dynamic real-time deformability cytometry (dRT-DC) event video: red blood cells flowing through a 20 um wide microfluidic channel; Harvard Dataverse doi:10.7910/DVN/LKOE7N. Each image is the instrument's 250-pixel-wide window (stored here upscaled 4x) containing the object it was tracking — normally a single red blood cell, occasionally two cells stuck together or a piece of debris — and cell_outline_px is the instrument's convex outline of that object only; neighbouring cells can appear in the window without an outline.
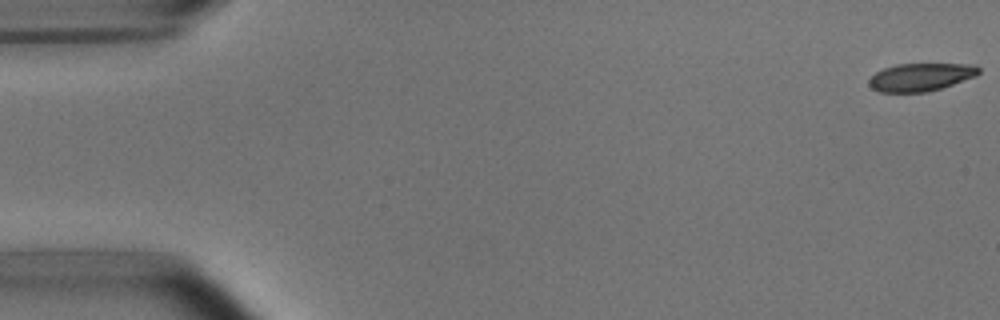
{"species": "common noctule bat (a hibernating species)", "species_latin": "Nyctalus noctula", "temperature_condition": "room temperature", "stored_images_in_passage": 53, "camera_frame_rate_fps": 3000, "um_per_image_px": 0.085, "animal": {"sex": "male", "body_mass_g": 15.6}, "frame": {"image": 1, "passage_image": 1, "time_ms": 0.0, "image_size_px": [1000, 320], "cell_outline_px": [[980, 72], [976, 76], [940, 88], [924, 92], [880, 92], [872, 88], [868, 84], [868, 80], [876, 72], [884, 68], [896, 64], [968, 64], [980, 68]], "centroid_in_image_um": [78.23, 6.55], "position_along_channel_um": 6.8, "area_um2": 17.63}}
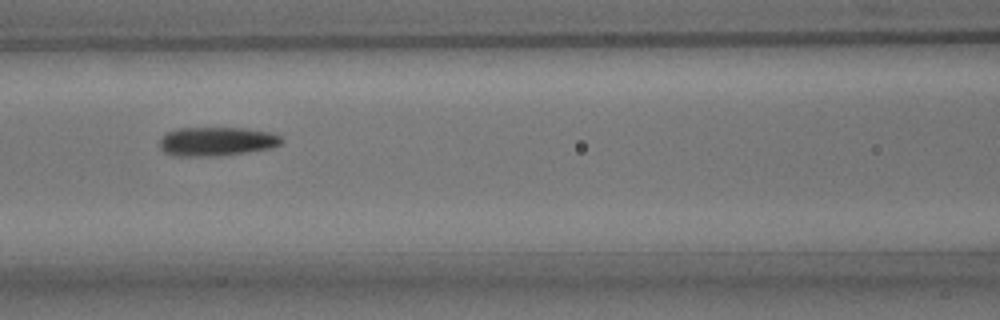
{"frame": {"image": 2, "passage_image": 23, "time_ms": 7.333, "image_size_px": [1000, 320], "cell_outline_px": [[284, 140], [280, 144], [272, 148], [216, 156], [172, 156], [164, 152], [160, 148], [160, 140], [168, 132], [176, 128], [244, 128], [272, 132], [280, 136]], "centroid_in_image_um": [18.42, 12.02], "position_along_channel_um": 148.2, "area_um2": 20.58}}
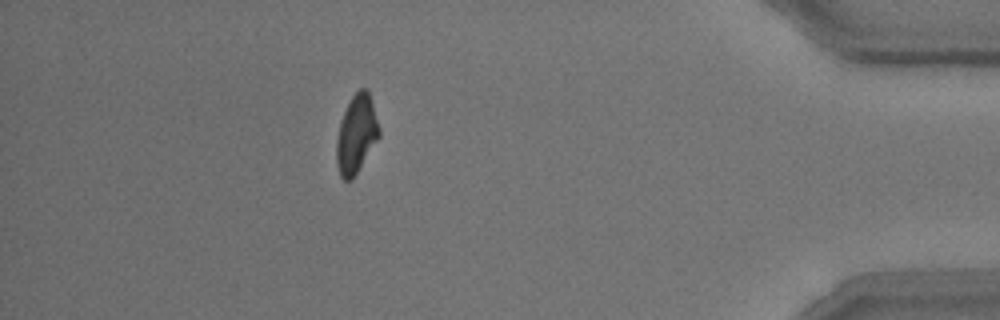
{"frame": {"image": 3, "passage_image": 47, "time_ms": 15.333, "image_size_px": [1000, 320], "cell_outline_px": [[380, 136], [352, 180], [344, 180], [340, 176], [336, 164], [336, 140], [340, 120], [352, 96], [360, 88], [368, 88], [380, 128]], "centroid_in_image_um": [30.29, 11.4], "position_along_channel_um": 404.9, "area_um2": 19.54}, "authors_computed_cell_mechanics": {"area_um2": 19.8254, "velocity_mm_per_s": 3.8073, "shape_relaxation_time_tau1_ms": 2.963, "shape_relaxation_time_tau2_ms": 3.0849, "deformation_change_tau1": 0.1342, "deformation_change_tau2": 0.1077}}